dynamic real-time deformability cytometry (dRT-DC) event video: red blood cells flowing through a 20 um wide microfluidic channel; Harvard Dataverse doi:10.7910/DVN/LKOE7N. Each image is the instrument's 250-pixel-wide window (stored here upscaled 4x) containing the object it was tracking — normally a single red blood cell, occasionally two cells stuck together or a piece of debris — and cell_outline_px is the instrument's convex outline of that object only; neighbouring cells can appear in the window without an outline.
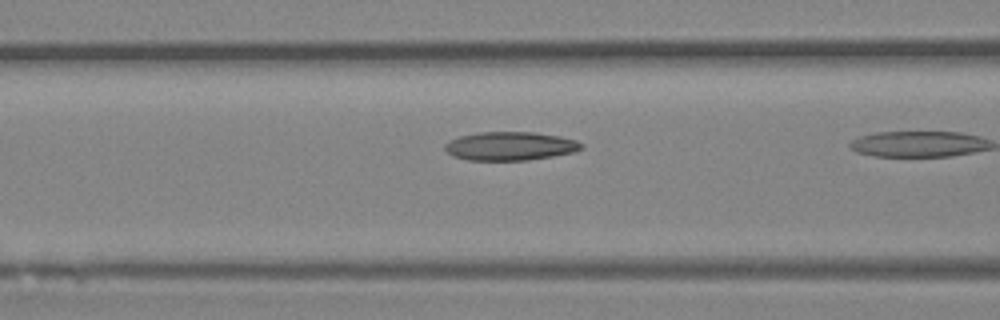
{"species": "Egyptian fruit bat (a non-hibernating species)", "species_latin": "Rousettus aegyptiacus", "temperature_condition": "room temperature", "stored_images_in_passage": 9, "camera_frame_rate_fps": 3000, "um_per_image_px": 0.085, "animal": {"sex": "female"}, "frame": {"image": 1, "passage_image": 8, "time_ms": 2.333, "image_size_px": [1000, 320], "cell_outline_px": [[584, 148], [572, 152], [552, 156], [528, 160], [468, 160], [452, 156], [444, 148], [444, 144], [448, 140], [460, 136], [480, 132], [536, 132], [560, 136], [576, 140], [584, 144]], "centroid_in_image_um": [43.36, 12.41], "position_along_channel_um": 123.2, "area_um2": 22.83}}